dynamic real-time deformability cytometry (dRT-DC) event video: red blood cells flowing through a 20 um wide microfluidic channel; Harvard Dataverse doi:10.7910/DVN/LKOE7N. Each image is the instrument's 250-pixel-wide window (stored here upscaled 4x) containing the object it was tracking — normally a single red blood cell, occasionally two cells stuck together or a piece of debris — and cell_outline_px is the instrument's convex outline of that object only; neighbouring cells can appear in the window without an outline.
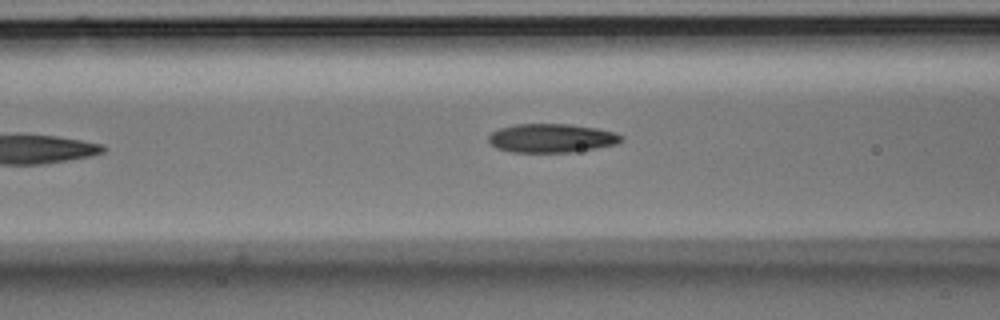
{"species": "Egyptian fruit bat (a non-hibernating species)", "species_latin": "Rousettus aegyptiacus", "temperature_condition": "room temperature", "stored_images_in_passage": 7, "camera_frame_rate_fps": 3000, "um_per_image_px": 0.085, "animal": {"sex": "male"}, "frame": {"image": 1, "passage_image": 6, "time_ms": 1.667, "image_size_px": [1000, 320], "cell_outline_px": [[624, 140], [616, 144], [572, 152], [512, 152], [496, 148], [488, 140], [488, 136], [492, 132], [500, 128], [516, 124], [568, 124], [596, 128], [612, 132], [624, 136]], "centroid_in_image_um": [46.87, 11.74], "position_along_channel_um": 119.7, "area_um2": 22.14}}
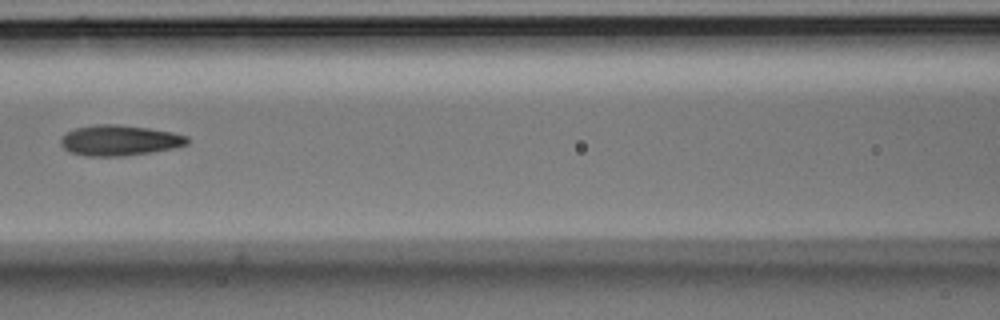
{"frame": {"image": 2, "passage_image": 7, "time_ms": 2.0, "image_size_px": [1000, 320], "cell_outline_px": [[188, 144], [172, 148], [124, 156], [84, 156], [68, 152], [60, 144], [60, 140], [68, 132], [76, 128], [96, 124], [116, 124], [148, 128], [172, 132], [188, 136]], "centroid_in_image_um": [10.13, 11.93], "position_along_channel_um": 156.5, "area_um2": 22.37}}